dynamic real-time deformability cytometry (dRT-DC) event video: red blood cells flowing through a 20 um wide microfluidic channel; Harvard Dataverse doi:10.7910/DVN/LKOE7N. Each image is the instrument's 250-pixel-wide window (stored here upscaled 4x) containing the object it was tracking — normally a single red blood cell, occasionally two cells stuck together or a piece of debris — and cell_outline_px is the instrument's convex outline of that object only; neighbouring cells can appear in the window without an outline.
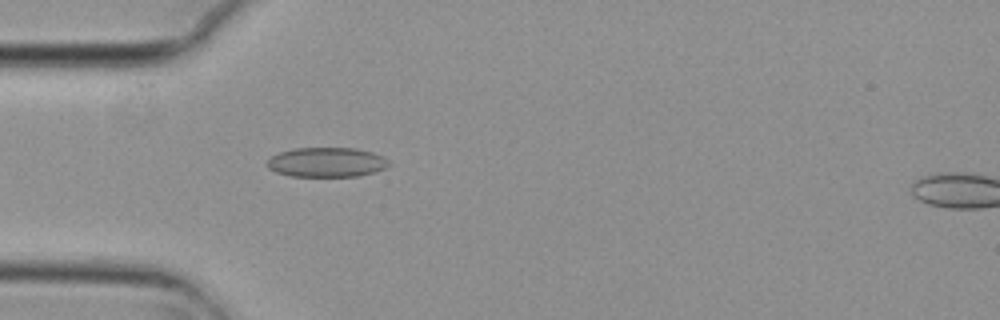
{"species": "common noctule bat (a hibernating species)", "species_latin": "Nyctalus noctula", "temperature_condition": "cold", "stored_images_in_passage": 5, "camera_frame_rate_fps": 3000, "um_per_image_px": 0.085, "animal": {"sex": "female", "body_mass_g": 29.2, "forearm_length_mm": 56.3}, "frame": {"image": 1, "passage_image": 4, "time_ms": 1.0, "image_size_px": [1000, 320], "cell_outline_px": [[392, 164], [384, 168], [360, 176], [292, 176], [276, 172], [268, 168], [264, 164], [272, 156], [280, 152], [292, 148], [356, 148], [372, 152], [384, 156]], "centroid_in_image_um": [27.76, 13.78], "position_along_channel_um": 57.2, "area_um2": 21.1}}